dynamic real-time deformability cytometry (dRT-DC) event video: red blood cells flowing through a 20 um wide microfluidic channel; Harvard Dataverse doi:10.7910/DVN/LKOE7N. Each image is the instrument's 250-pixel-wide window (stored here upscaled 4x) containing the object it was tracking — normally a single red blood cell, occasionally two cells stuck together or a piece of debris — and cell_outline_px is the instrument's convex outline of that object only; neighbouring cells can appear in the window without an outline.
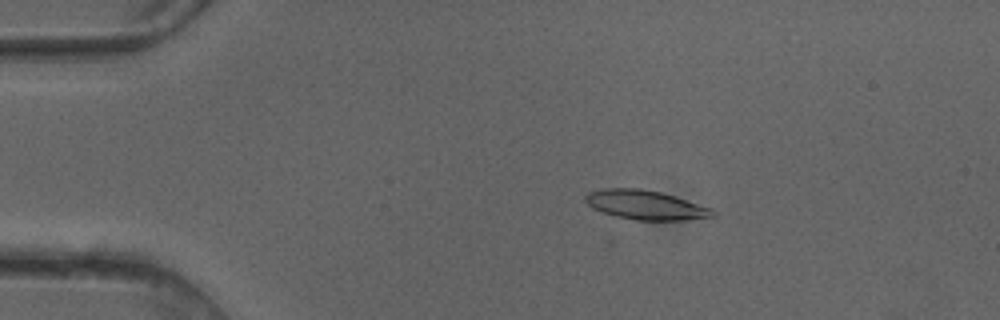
{"species": "common noctule bat (a hibernating species)", "species_latin": "Nyctalus noctula", "temperature_condition": "cold", "stored_images_in_passage": 50, "camera_frame_rate_fps": 3000, "um_per_image_px": 0.085, "animal": {"sex": "female"}, "frame": {"image": 1, "passage_image": 9, "time_ms": 2.667, "image_size_px": [1000, 320], "cell_outline_px": [[716, 216], [680, 220], [636, 220], [616, 216], [600, 212], [592, 208], [584, 200], [584, 196], [588, 192], [600, 188], [640, 188], [660, 192], [712, 208], [716, 212]], "centroid_in_image_um": [54.82, 17.41], "position_along_channel_um": 30.2, "area_um2": 21.73}}
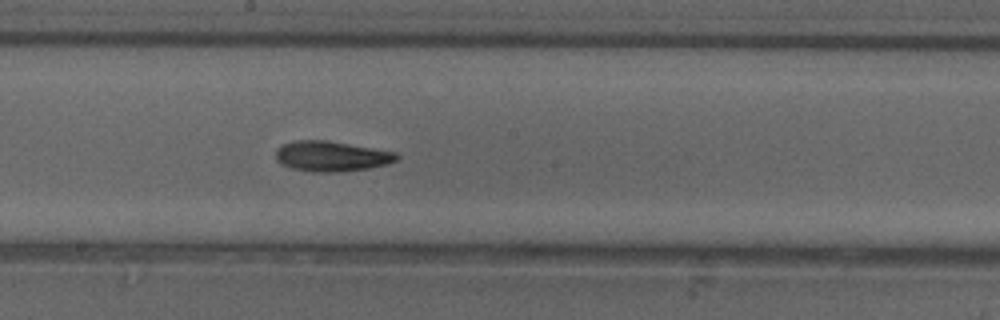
{"frame": {"image": 2, "passage_image": 27, "time_ms": 8.667, "image_size_px": [1000, 320], "cell_outline_px": [[400, 156], [396, 160], [388, 164], [368, 168], [336, 172], [312, 172], [292, 168], [276, 160], [276, 148], [284, 144], [296, 140], [328, 140], [396, 152]], "centroid_in_image_um": [28.18, 13.27], "position_along_channel_um": 220.0, "area_um2": 21.27}}
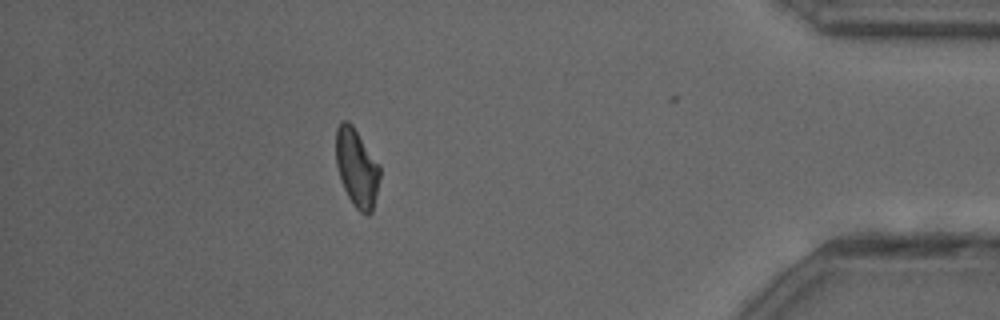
{"frame": {"image": 3, "passage_image": 44, "time_ms": 14.333, "image_size_px": [1000, 320], "cell_outline_px": [[380, 176], [372, 212], [368, 216], [360, 212], [352, 204], [340, 180], [336, 164], [336, 128], [344, 120], [348, 120], [352, 124], [380, 164]], "centroid_in_image_um": [30.33, 14.27], "position_along_channel_um": 404.9, "area_um2": 20.11}, "authors_computed_cell_mechanics": {"area_um2": 20.6635, "velocity_mm_per_s": 4.1005, "shape_relaxation_time_tau1_ms": 5.3239, "shape_relaxation_time_tau2_ms": 7.371, "deformation_change_tau1": 0.1477, "deformation_change_tau2": 0.1742}}